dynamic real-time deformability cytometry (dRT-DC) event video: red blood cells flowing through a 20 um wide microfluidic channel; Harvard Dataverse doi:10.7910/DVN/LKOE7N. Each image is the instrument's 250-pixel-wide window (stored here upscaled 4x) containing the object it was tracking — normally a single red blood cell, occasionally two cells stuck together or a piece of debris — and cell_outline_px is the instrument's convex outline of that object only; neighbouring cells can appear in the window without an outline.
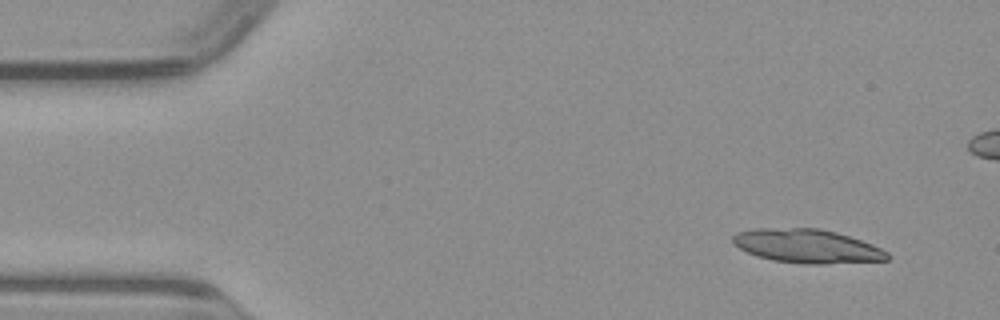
{"species": "common noctule bat (a hibernating species)", "species_latin": "Nyctalus noctula", "temperature_condition": "warm", "stored_images_in_passage": 48, "segment_of_instrument_passage": [1, 2], "camera_frame_rate_fps": 3000, "um_per_image_px": 0.085, "animal": {"sex": "male", "body_mass_g": 23.1, "forearm_length_mm": 52.7}, "frame": {"image": 1, "passage_image": 1, "time_ms": 0.0, "image_size_px": [1000, 320], "cell_outline_px": [[892, 256], [888, 260], [824, 264], [804, 264], [772, 260], [756, 256], [732, 244], [732, 236], [736, 232], [752, 228], [820, 228], [836, 232], [872, 244], [888, 252]], "centroid_in_image_um": [68.58, 20.92], "position_along_channel_um": 16.4, "area_um2": 30.63}}